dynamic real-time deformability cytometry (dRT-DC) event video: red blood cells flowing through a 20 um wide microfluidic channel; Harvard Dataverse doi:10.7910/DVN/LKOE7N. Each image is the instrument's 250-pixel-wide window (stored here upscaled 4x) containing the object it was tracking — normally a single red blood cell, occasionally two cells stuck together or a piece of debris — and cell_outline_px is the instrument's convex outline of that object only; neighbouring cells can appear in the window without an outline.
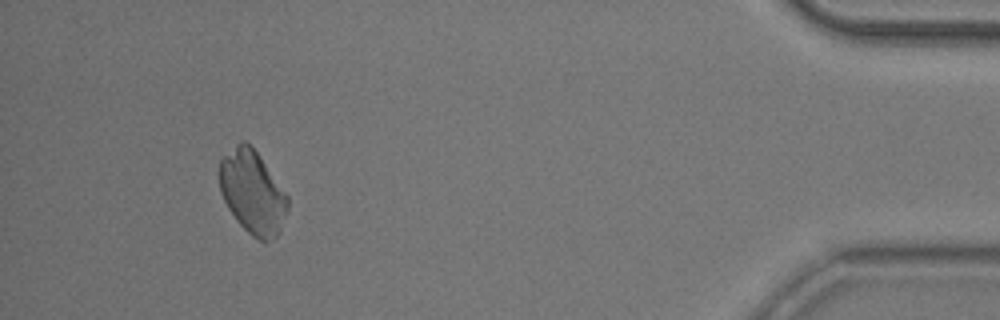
{"species": "common noctule bat (a hibernating species)", "species_latin": "Nyctalus noctula", "temperature_condition": "room temperature", "stored_images_in_passage": 39, "camera_frame_rate_fps": 3000, "um_per_image_px": 0.085, "animal": {"sex": "male", "body_mass_g": 20.5, "forearm_length_mm": 52.5}, "frame": {"image": 1, "passage_image": 35, "time_ms": 11.333, "image_size_px": [1000, 320], "cell_outline_px": [[288, 212], [276, 236], [268, 240], [260, 240], [252, 236], [236, 220], [228, 208], [220, 192], [216, 172], [220, 156], [240, 140], [244, 140], [260, 156], [288, 196]], "centroid_in_image_um": [21.4, 16.28], "position_along_channel_um": 413.8, "area_um2": 33.47}}